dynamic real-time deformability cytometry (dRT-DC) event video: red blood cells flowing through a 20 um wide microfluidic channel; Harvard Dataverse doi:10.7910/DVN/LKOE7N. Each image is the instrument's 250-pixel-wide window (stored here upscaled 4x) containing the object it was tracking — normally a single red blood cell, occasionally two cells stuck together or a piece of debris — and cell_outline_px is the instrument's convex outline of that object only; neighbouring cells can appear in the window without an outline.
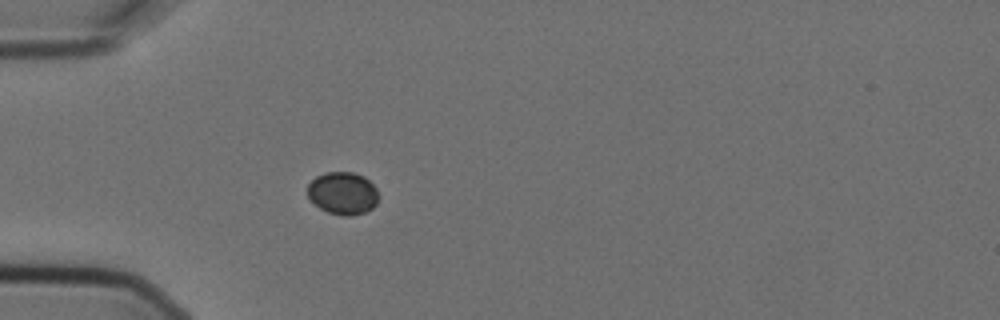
{"species": "Egyptian fruit bat (a non-hibernating species)", "species_latin": "Rousettus aegyptiacus", "temperature_condition": "cold", "stored_images_in_passage": 5, "camera_frame_rate_fps": 3000, "um_per_image_px": 0.085, "animal": {"sex": "female"}, "frame": {"image": 1, "passage_image": 5, "time_ms": 1.333, "image_size_px": [1000, 320], "cell_outline_px": [[380, 196], [376, 204], [372, 208], [364, 212], [352, 216], [344, 216], [328, 212], [320, 208], [308, 196], [308, 184], [316, 176], [324, 172], [352, 172], [364, 176], [376, 188]], "centroid_in_image_um": [29.16, 16.42], "position_along_channel_um": 55.8, "area_um2": 17.63}}